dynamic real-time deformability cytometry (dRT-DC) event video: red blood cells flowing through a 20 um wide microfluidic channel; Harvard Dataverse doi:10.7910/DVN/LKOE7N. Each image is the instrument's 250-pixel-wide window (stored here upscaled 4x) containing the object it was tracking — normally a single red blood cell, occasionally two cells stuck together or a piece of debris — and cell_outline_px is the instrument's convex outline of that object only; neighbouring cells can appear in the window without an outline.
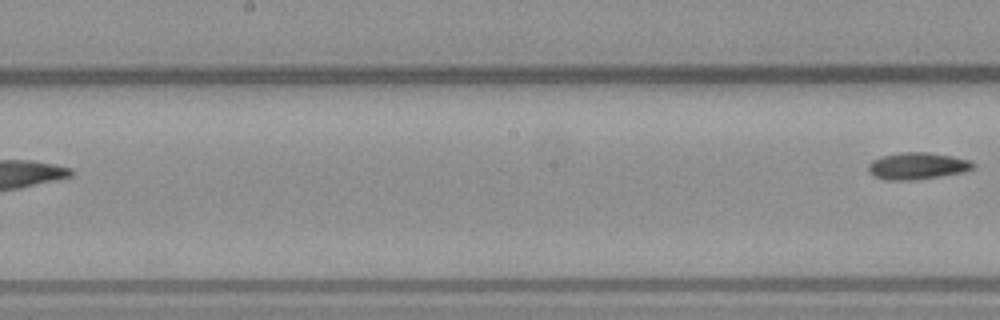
{"species": "common noctule bat (a hibernating species)", "species_latin": "Nyctalus noctula", "temperature_condition": "warm", "stored_images_in_passage": 8, "segment_of_instrument_passage": [2, 2], "camera_frame_rate_fps": 3000, "um_per_image_px": 0.085, "animal": {"sex": "male", "body_mass_g": 23.1, "forearm_length_mm": 52.7}, "frame": {"image": 1, "passage_image": 8, "time_ms": 9.333, "image_size_px": [1000, 320], "cell_outline_px": [[976, 164], [972, 168], [964, 172], [908, 180], [884, 180], [872, 176], [868, 172], [868, 164], [872, 160], [880, 156], [900, 152], [928, 152], [952, 156], [972, 160]], "centroid_in_image_um": [77.93, 14.09], "position_along_channel_um": 170.3, "area_um2": 16.47}}